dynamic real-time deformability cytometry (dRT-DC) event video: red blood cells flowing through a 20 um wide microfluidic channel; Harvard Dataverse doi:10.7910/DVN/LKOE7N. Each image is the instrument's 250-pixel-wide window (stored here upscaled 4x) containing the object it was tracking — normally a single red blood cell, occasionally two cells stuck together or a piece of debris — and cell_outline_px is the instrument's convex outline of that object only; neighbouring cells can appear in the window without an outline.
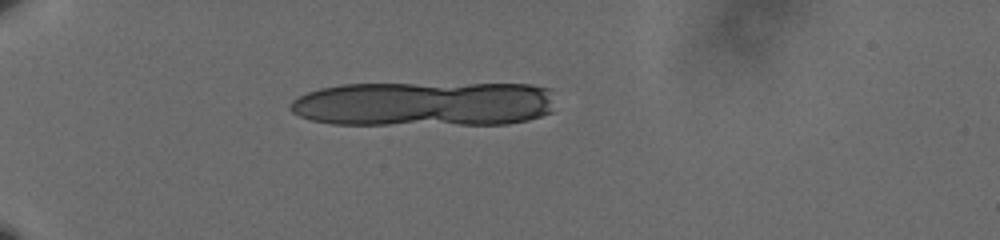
{"species": "human", "species_latin": "Homo sapiens", "temperature_condition": "cold", "stored_images_in_passage": 6, "camera_frame_rate_fps": 3000, "um_per_image_px": 0.085, "donor": {"sex": "male"}, "frame": {"image": 1, "passage_image": 1, "time_ms": 0.0, "image_size_px": [1000, 240], "cell_outline_px": [[552, 112], [528, 120], [508, 124], [332, 124], [312, 120], [300, 116], [292, 112], [288, 108], [288, 104], [292, 100], [308, 92], [320, 88], [340, 84], [532, 84], [552, 88]], "centroid_in_image_um": [36.06, 8.83], "position_along_channel_um": 48.9, "area_um2": 69.82}}